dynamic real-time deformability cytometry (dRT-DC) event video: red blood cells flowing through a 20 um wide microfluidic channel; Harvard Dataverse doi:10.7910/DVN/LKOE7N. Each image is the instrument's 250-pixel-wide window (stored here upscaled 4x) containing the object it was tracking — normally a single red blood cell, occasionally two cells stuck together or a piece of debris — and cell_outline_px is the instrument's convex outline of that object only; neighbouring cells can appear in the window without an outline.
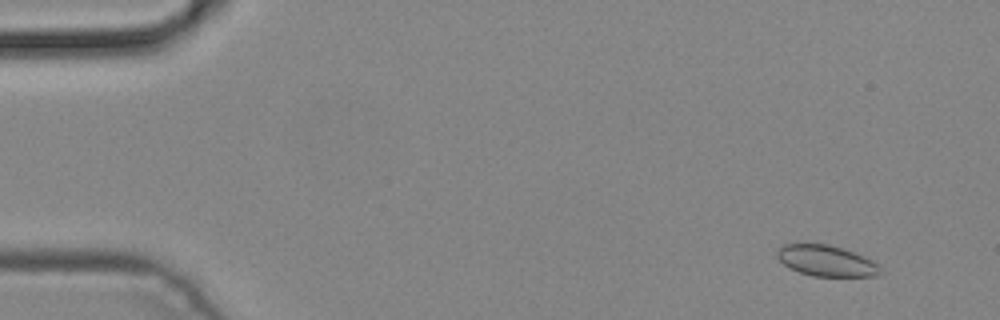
{"species": "common noctule bat (a hibernating species)", "species_latin": "Nyctalus noctula", "temperature_condition": "cold", "stored_images_in_passage": 5, "camera_frame_rate_fps": 3000, "um_per_image_px": 0.085, "animal": {"sex": "male", "body_mass_g": 19.2, "forearm_length_mm": 51.8}, "frame": {"image": 1, "passage_image": 2, "time_ms": 0.333, "image_size_px": [1000, 320], "cell_outline_px": [[884, 272], [876, 276], [812, 276], [800, 272], [784, 264], [776, 256], [776, 248], [784, 244], [828, 244], [844, 248], [864, 256], [872, 260]], "centroid_in_image_um": [70.24, 22.16], "position_along_channel_um": 14.8, "area_um2": 18.61}}
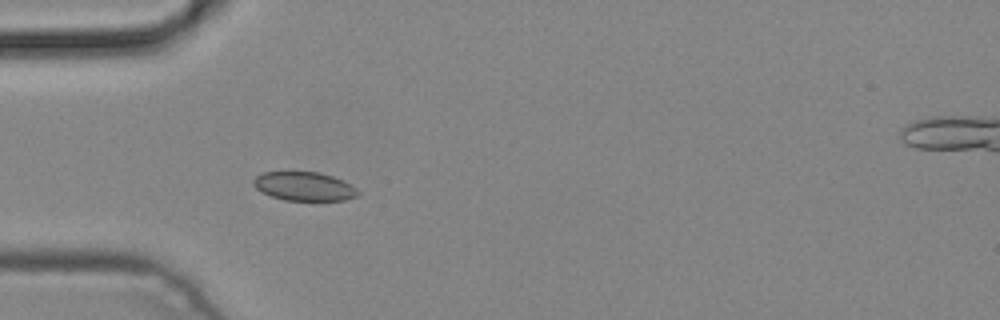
{"frame": {"image": 2, "passage_image": 5, "time_ms": 1.333, "image_size_px": [1000, 320], "cell_outline_px": [[360, 192], [356, 196], [344, 200], [284, 200], [272, 196], [256, 188], [252, 184], [252, 180], [256, 176], [264, 172], [320, 172], [344, 180], [356, 188]], "centroid_in_image_um": [25.86, 15.83], "position_along_channel_um": 59.1, "area_um2": 17.46}}